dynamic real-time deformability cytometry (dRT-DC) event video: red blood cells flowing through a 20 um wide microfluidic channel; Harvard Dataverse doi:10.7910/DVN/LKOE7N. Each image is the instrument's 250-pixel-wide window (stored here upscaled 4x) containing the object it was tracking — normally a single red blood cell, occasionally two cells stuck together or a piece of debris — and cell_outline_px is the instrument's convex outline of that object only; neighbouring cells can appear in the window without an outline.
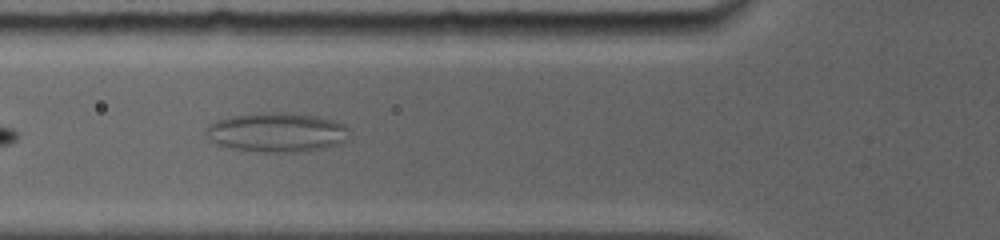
{"species": "common noctule bat (a hibernating species)", "species_latin": "Nyctalus noctula", "temperature_condition": "room temperature", "stored_images_in_passage": 11, "camera_frame_rate_fps": 5000, "um_per_image_px": 0.085, "animal": {"sex": "female", "body_mass_g": 19.0, "forearm_length_mm": 56.7}, "frame": {"image": 1, "passage_image": 2, "time_ms": 0.8, "image_size_px": [1000, 240], "cell_outline_px": [[348, 140], [340, 144], [308, 152], [264, 152], [232, 148], [216, 144], [204, 132], [204, 128], [208, 124], [216, 120], [228, 116], [260, 112], [284, 112], [316, 116], [332, 120], [344, 124], [348, 128]], "centroid_in_image_um": [23.53, 11.24], "position_along_channel_um": 102.3, "area_um2": 33.35}}